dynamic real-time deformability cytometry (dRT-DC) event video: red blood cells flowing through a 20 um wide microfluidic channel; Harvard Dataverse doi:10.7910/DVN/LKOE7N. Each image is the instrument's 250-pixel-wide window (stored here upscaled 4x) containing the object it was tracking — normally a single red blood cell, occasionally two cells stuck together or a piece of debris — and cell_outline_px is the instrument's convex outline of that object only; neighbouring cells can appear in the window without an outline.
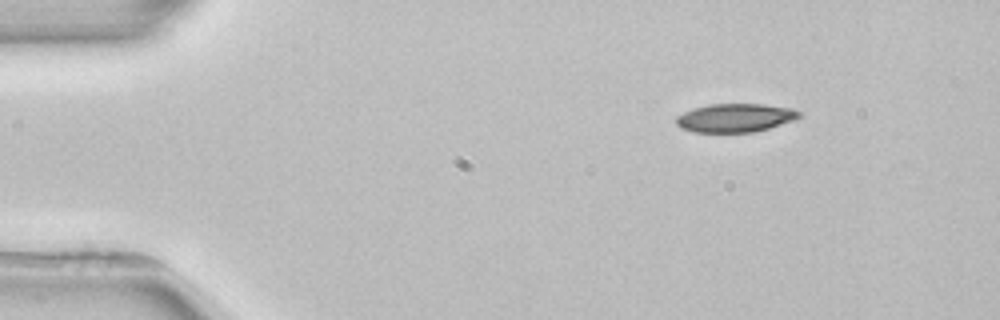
{"species": "common noctule bat (a hibernating species)", "species_latin": "Nyctalus noctula", "temperature_condition": "room temperature", "stored_images_in_passage": 4, "camera_frame_rate_fps": 3000, "um_per_image_px": 0.085, "animal": {"sex": "female", "body_mass_g": 22.7, "forearm_length_mm": 54.2}, "frame": {"image": 1, "passage_image": 1, "time_ms": 0.0, "image_size_px": [1000, 320], "cell_outline_px": [[800, 116], [796, 120], [768, 128], [752, 132], [692, 132], [680, 128], [676, 124], [676, 116], [692, 108], [708, 104], [764, 104], [792, 108], [800, 112]], "centroid_in_image_um": [62.47, 10.01], "position_along_channel_um": 22.5, "area_um2": 20.58}}